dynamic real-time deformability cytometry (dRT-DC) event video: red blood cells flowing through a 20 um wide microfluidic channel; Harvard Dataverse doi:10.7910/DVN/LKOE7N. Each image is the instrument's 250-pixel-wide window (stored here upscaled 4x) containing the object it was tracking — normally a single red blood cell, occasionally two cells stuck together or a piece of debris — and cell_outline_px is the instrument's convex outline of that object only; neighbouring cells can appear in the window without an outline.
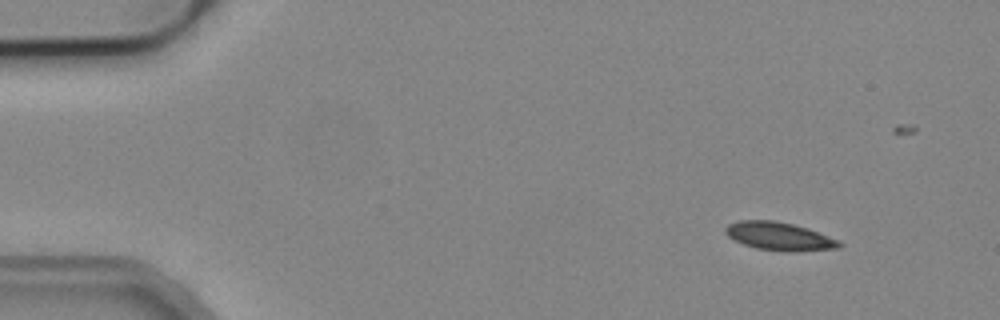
{"species": "common noctule bat (a hibernating species)", "species_latin": "Nyctalus noctula", "temperature_condition": "cold", "stored_images_in_passage": 3, "camera_frame_rate_fps": 3000, "um_per_image_px": 0.085, "animal": {"sex": "male", "body_mass_g": 19.2, "forearm_length_mm": 51.8}, "frame": {"image": 1, "passage_image": 1, "time_ms": 0.0, "image_size_px": [1000, 320], "cell_outline_px": [[844, 244], [840, 248], [792, 252], [788, 252], [756, 248], [744, 244], [728, 236], [724, 232], [724, 228], [728, 224], [740, 220], [776, 220], [808, 228], [836, 240]], "centroid_in_image_um": [66.22, 20.08], "position_along_channel_um": 18.8, "area_um2": 18.61}}